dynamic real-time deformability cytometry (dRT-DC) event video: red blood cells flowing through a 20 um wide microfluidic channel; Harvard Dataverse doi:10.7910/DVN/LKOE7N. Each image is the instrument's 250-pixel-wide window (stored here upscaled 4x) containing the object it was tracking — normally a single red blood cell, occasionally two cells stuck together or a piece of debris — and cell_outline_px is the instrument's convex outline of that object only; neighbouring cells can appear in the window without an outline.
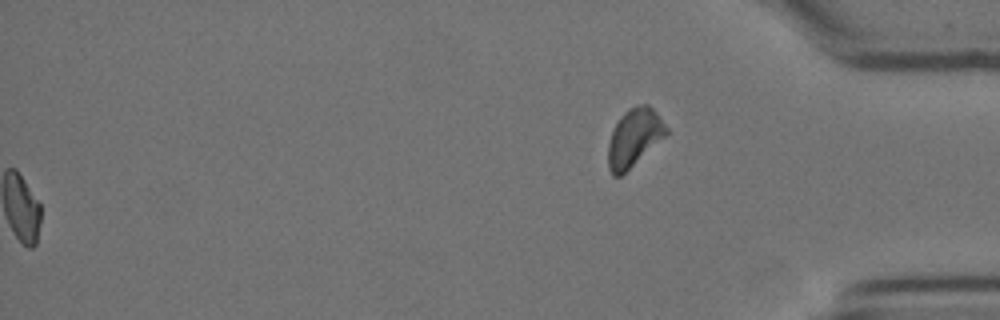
{"species": "Egyptian fruit bat (a non-hibernating species)", "species_latin": "Rousettus aegyptiacus", "temperature_condition": "cold", "stored_images_in_passage": 52, "segment_of_instrument_passage": [2, 2], "camera_frame_rate_fps": 3000, "um_per_image_px": 0.085, "animal": {"sex": "female"}, "frame": {"image": 1, "passage_image": 52, "time_ms": 17.0, "image_size_px": [1000, 320], "cell_outline_px": [[668, 132], [664, 136], [620, 176], [612, 176], [608, 168], [608, 144], [612, 128], [620, 116], [628, 108], [636, 104], [648, 104], [656, 112], [668, 128]], "centroid_in_image_um": [53.86, 11.65], "position_along_channel_um": 381.3, "area_um2": 19.36}}